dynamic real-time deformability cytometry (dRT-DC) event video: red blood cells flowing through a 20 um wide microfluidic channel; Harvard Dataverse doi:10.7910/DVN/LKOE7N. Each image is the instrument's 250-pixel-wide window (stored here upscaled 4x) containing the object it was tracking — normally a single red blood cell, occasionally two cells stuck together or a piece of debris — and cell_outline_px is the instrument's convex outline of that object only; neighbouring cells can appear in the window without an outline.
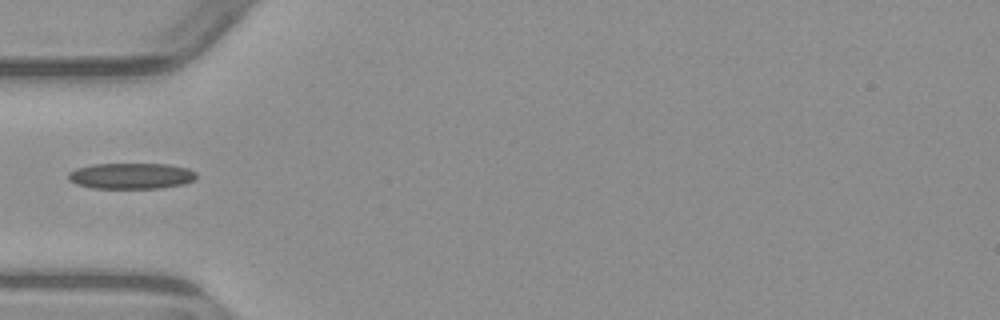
{"species": "common noctule bat (a hibernating species)", "species_latin": "Nyctalus noctula", "temperature_condition": "warm", "stored_images_in_passage": 2, "camera_frame_rate_fps": 3000, "um_per_image_px": 0.085, "animal": {"sex": "male", "body_mass_g": 23.1, "forearm_length_mm": 52.7}, "frame": {"image": 1, "passage_image": 1, "time_ms": 0.0, "image_size_px": [1000, 320], "cell_outline_px": [[196, 176], [192, 180], [184, 184], [160, 188], [92, 188], [76, 184], [68, 180], [68, 172], [76, 168], [92, 164], [168, 164], [188, 168], [196, 172]], "centroid_in_image_um": [11.12, 14.95], "position_along_channel_um": 73.9, "area_um2": 19.42}}
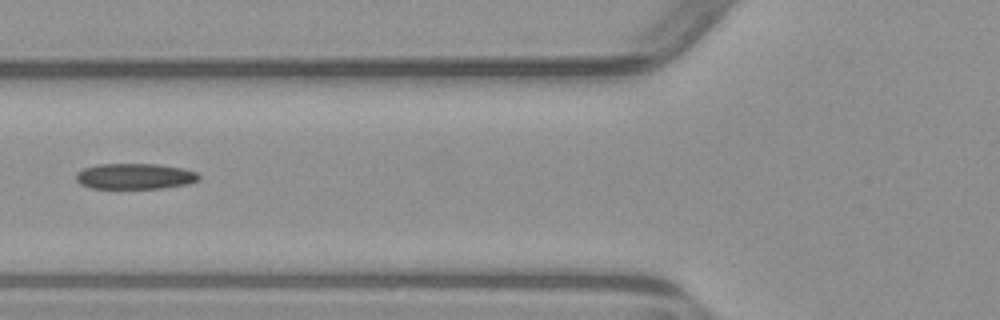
{"frame": {"image": 2, "passage_image": 2, "time_ms": 1.0, "image_size_px": [1000, 320], "cell_outline_px": [[200, 180], [188, 184], [164, 188], [92, 188], [80, 184], [76, 180], [76, 172], [84, 168], [96, 164], [156, 164], [184, 168], [196, 172], [200, 176]], "centroid_in_image_um": [11.48, 14.98], "position_along_channel_um": 114.3, "area_um2": 18.55}}